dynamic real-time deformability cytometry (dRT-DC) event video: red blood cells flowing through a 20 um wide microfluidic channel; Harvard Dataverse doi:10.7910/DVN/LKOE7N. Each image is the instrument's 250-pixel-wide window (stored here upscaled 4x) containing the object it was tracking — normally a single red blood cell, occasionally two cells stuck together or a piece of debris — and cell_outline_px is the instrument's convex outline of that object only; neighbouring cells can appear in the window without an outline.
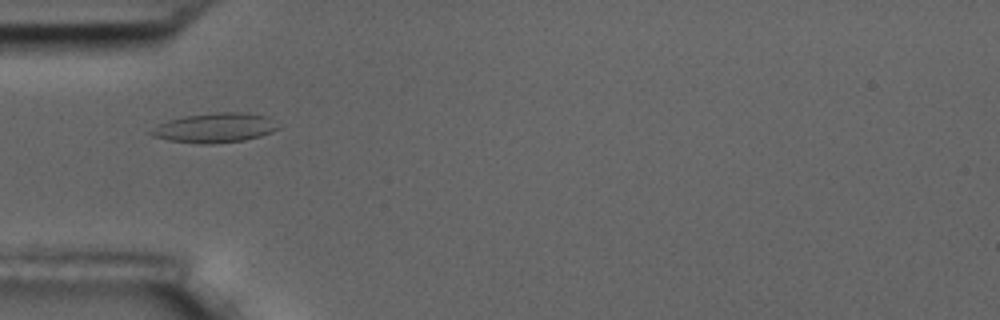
{"species": "common noctule bat (a hibernating species)", "species_latin": "Nyctalus noctula", "temperature_condition": "room temperature", "stored_images_in_passage": 4, "camera_frame_rate_fps": 3000, "um_per_image_px": 0.085, "animal": {"sex": "male", "body_mass_g": 17.5, "forearm_length_mm": 52.3}, "frame": {"image": 1, "passage_image": 2, "time_ms": 1.0, "image_size_px": [1000, 320], "cell_outline_px": [[280, 128], [272, 132], [260, 136], [244, 140], [212, 144], [200, 144], [168, 140], [152, 136], [148, 132], [156, 124], [168, 120], [184, 116], [216, 112], [240, 112], [268, 116]], "centroid_in_image_um": [18.23, 10.86], "position_along_channel_um": 66.8, "area_um2": 22.02}}